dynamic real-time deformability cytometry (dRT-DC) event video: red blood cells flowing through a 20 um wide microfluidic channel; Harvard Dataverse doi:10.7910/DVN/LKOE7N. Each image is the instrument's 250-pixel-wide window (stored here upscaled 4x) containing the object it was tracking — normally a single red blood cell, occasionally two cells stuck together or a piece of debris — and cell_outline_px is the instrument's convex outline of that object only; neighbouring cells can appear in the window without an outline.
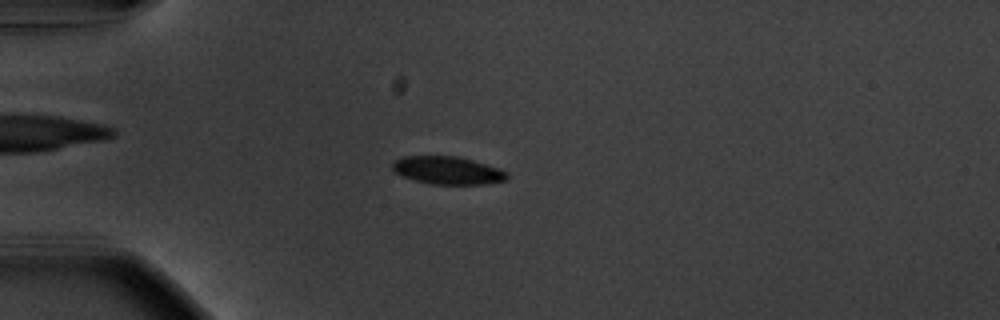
{"species": "common noctule bat (a hibernating species)", "species_latin": "Nyctalus noctula", "temperature_condition": "warm", "stored_images_in_passage": 56, "camera_frame_rate_fps": 3000, "um_per_image_px": 0.085, "animal": {"sex": "male", "body_mass_g": 20.1, "forearm_length_mm": 53.5}, "frame": {"image": 1, "passage_image": 16, "time_ms": 5.0, "image_size_px": [1000, 320], "cell_outline_px": [[508, 180], [484, 184], [432, 184], [416, 180], [392, 172], [392, 160], [404, 156], [456, 156], [472, 160], [508, 172]], "centroid_in_image_um": [38.01, 14.48], "position_along_channel_um": 47.0, "area_um2": 18.5}}
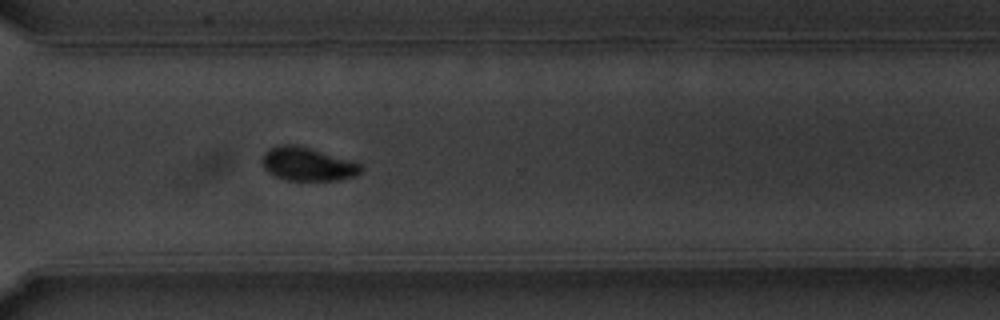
{"frame": {"image": 2, "passage_image": 42, "time_ms": 13.667, "image_size_px": [1000, 320], "cell_outline_px": [[364, 168], [356, 176], [336, 180], [288, 180], [276, 176], [268, 172], [264, 168], [264, 152], [268, 148], [280, 144], [296, 144], [352, 160], [360, 164]], "centroid_in_image_um": [26.16, 13.94], "position_along_channel_um": 344.4, "area_um2": 19.19}}
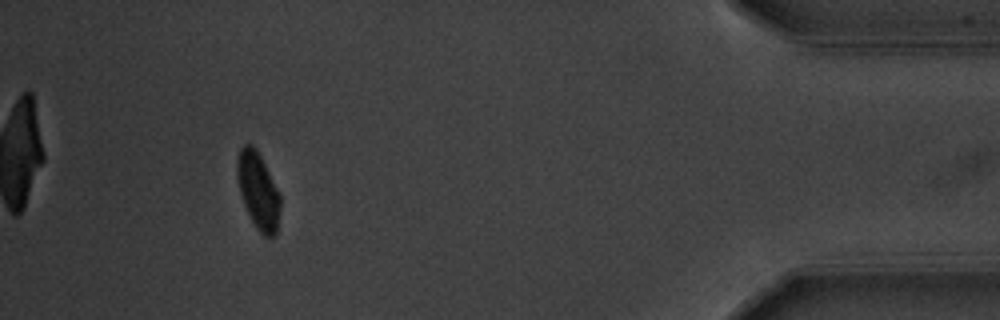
{"frame": {"image": 3, "passage_image": 52, "time_ms": 17.0, "image_size_px": [1000, 320], "cell_outline_px": [[280, 208], [276, 236], [264, 236], [256, 228], [244, 204], [240, 192], [236, 176], [236, 160], [240, 148], [244, 144], [252, 144], [256, 148], [280, 196]], "centroid_in_image_um": [21.92, 16.2], "position_along_channel_um": 413.3, "area_um2": 19.02}, "authors_computed_cell_mechanics": {"area_um2": 19.2185, "velocity_mm_per_s": 3.683, "shape_relaxation_time_tau1_ms": 1.8217, "shape_relaxation_time_tau2_ms": null, "deformation_change_tau1": 0.1101, "deformation_change_tau2": null}}